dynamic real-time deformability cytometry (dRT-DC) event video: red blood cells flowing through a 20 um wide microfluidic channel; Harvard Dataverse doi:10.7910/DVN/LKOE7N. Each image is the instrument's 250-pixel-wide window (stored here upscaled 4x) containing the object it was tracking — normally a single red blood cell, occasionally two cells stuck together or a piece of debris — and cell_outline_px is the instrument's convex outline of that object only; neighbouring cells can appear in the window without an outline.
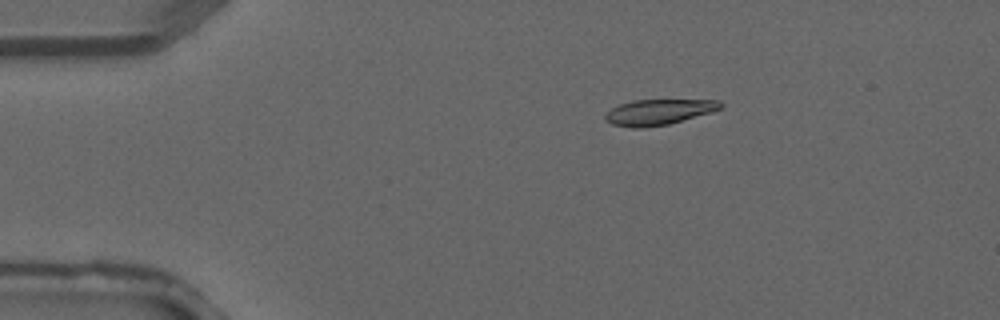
{"species": "common noctule bat (a hibernating species)", "species_latin": "Nyctalus noctula", "temperature_condition": "warm", "stored_images_in_passage": 2, "camera_frame_rate_fps": 3000, "um_per_image_px": 0.085, "animal": {"sex": "male", "forearm_length_mm": 52.5}, "frame": {"image": 1, "passage_image": 1, "time_ms": 0.0, "image_size_px": [1000, 320], "cell_outline_px": [[724, 108], [712, 112], [668, 124], [640, 128], [632, 128], [612, 124], [604, 120], [604, 116], [612, 108], [620, 104], [632, 100], [720, 100], [724, 104]], "centroid_in_image_um": [56.01, 9.52], "position_along_channel_um": 29.0, "area_um2": 17.22}}